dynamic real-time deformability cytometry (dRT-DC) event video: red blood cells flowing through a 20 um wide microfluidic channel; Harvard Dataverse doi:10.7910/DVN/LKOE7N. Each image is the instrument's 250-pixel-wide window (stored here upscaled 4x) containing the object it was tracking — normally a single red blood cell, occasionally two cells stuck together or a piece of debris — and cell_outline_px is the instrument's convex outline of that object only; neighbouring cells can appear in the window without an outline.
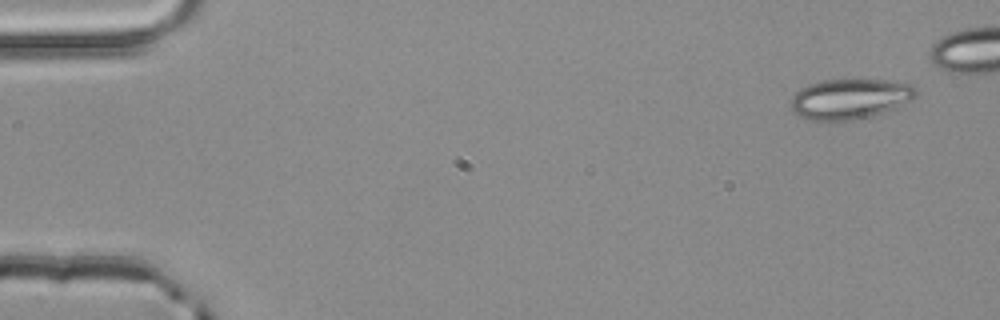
{"species": "common noctule bat (a hibernating species)", "species_latin": "Nyctalus noctula", "temperature_condition": "room temperature", "stored_images_in_passage": 7, "camera_frame_rate_fps": 3000, "um_per_image_px": 0.085, "animal": {"sex": "male", "body_mass_g": 20.4}, "frame": {"image": 1, "passage_image": 1, "time_ms": 0.0, "image_size_px": [1000, 320], "cell_outline_px": [[916, 96], [912, 100], [896, 108], [884, 112], [852, 120], [808, 120], [792, 112], [792, 96], [800, 88], [808, 84], [824, 80], [884, 80], [912, 84], [916, 88]], "centroid_in_image_um": [72.25, 8.4], "position_along_channel_um": 12.8, "area_um2": 29.25}}
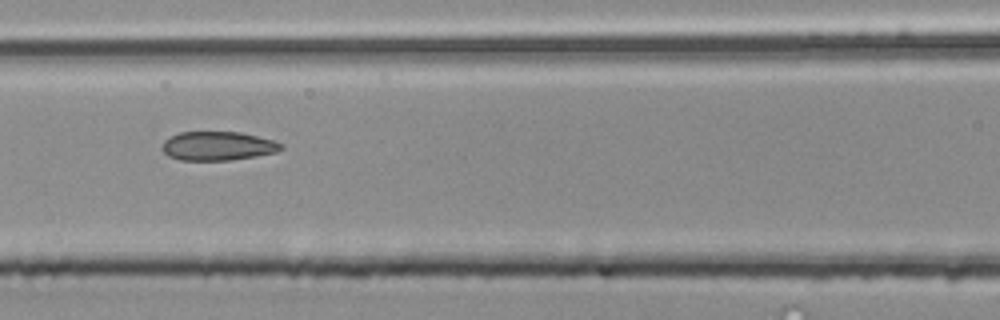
{"frame": {"image": 2, "passage_image": 6, "time_ms": 1.667, "image_size_px": [1000, 320], "cell_outline_px": [[284, 148], [276, 152], [256, 156], [228, 160], [180, 160], [168, 156], [160, 148], [164, 140], [168, 136], [180, 132], [240, 132], [272, 140], [284, 144]], "centroid_in_image_um": [18.48, 12.4], "position_along_channel_um": 148.1, "area_um2": 20.11}}
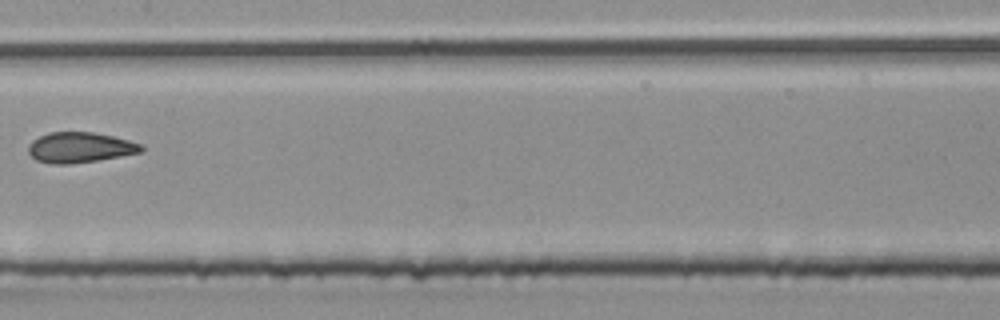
{"frame": {"image": 3, "passage_image": 7, "time_ms": 2.0, "image_size_px": [1000, 320], "cell_outline_px": [[144, 152], [96, 160], [68, 164], [52, 164], [36, 160], [28, 152], [28, 144], [32, 140], [48, 132], [92, 132], [112, 136], [128, 140], [140, 144], [144, 148]], "centroid_in_image_um": [6.77, 12.53], "position_along_channel_um": 200.6, "area_um2": 19.94}}